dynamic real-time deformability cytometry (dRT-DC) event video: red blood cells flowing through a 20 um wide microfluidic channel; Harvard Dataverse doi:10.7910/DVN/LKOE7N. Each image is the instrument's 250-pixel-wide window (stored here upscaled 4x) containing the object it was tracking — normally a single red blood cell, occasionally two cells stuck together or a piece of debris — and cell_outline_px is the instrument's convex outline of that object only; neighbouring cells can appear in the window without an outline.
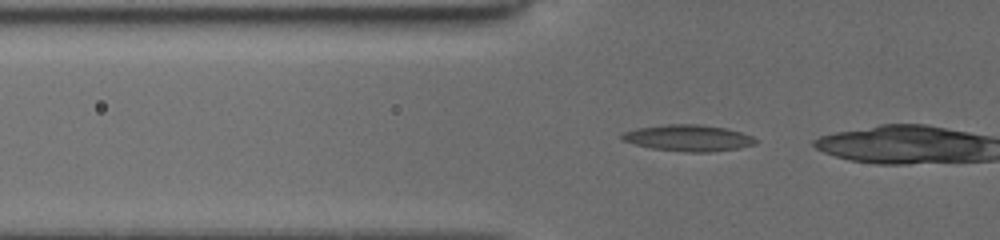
{"species": "common noctule bat (a hibernating species)", "species_latin": "Nyctalus noctula", "temperature_condition": "cold", "stored_images_in_passage": 3, "camera_frame_rate_fps": 3000, "um_per_image_px": 0.085, "animal": {"sex": "female", "body_mass_g": 19.5, "forearm_length_mm": 54.1}, "frame": {"image": 1, "passage_image": 2, "time_ms": 0.333, "image_size_px": [1000, 240], "cell_outline_px": [[760, 140], [756, 144], [740, 148], [708, 152], [688, 152], [652, 148], [620, 140], [620, 136], [624, 132], [636, 128], [664, 124], [700, 124], [728, 128], [752, 136]], "centroid_in_image_um": [58.53, 11.72], "position_along_channel_um": 67.3, "area_um2": 20.69}}